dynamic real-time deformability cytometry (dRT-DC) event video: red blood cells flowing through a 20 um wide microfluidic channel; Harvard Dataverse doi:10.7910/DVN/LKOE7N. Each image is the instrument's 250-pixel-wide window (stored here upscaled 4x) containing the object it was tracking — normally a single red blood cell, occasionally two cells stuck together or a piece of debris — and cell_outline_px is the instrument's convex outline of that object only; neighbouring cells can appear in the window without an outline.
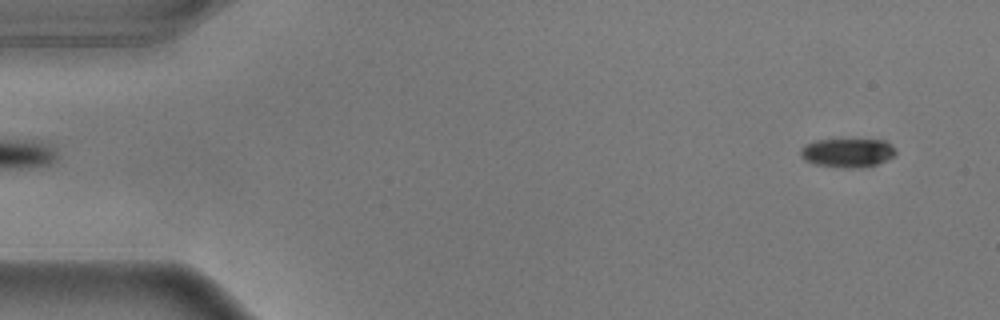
{"species": "common noctule bat (a hibernating species)", "species_latin": "Nyctalus noctula", "temperature_condition": "warm", "stored_images_in_passage": 55, "camera_frame_rate_fps": 3000, "um_per_image_px": 0.085, "animal": {"sex": "male", "body_mass_g": 17.9}, "frame": {"image": 1, "passage_image": 3, "time_ms": 0.667, "image_size_px": [1000, 320], "cell_outline_px": [[896, 152], [892, 156], [876, 164], [860, 168], [844, 168], [812, 164], [804, 160], [800, 156], [800, 148], [804, 144], [816, 140], [884, 140], [892, 144]], "centroid_in_image_um": [71.97, 12.99], "position_along_channel_um": 13.0, "area_um2": 16.07}}
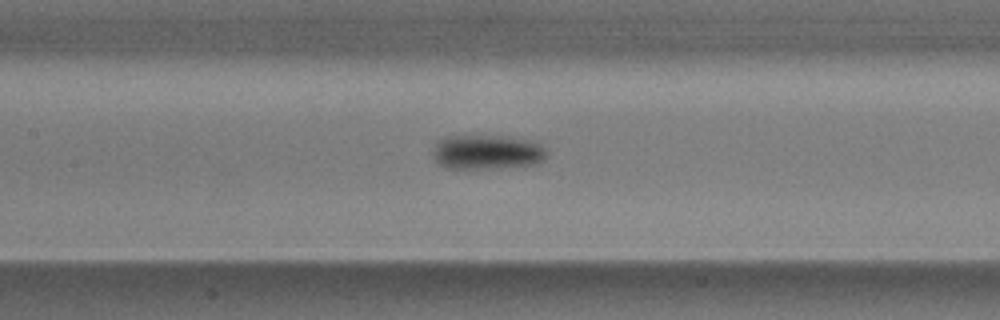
{"frame": {"image": 2, "passage_image": 25, "time_ms": 8.0, "image_size_px": [1000, 320], "cell_outline_px": [[544, 160], [532, 164], [488, 168], [448, 168], [440, 164], [432, 156], [432, 152], [436, 140], [448, 136], [508, 136], [540, 144], [544, 148]], "centroid_in_image_um": [41.31, 12.91], "position_along_channel_um": 166.1, "area_um2": 22.48}}
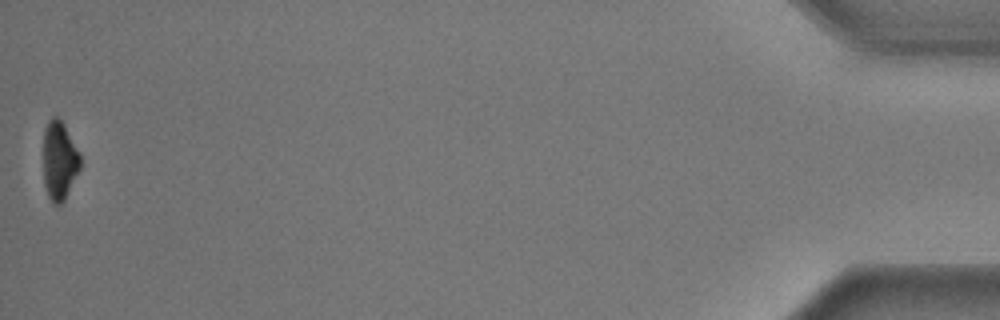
{"frame": {"image": 3, "passage_image": 55, "time_ms": 18.0, "image_size_px": [1000, 320], "cell_outline_px": [[80, 168], [64, 200], [60, 204], [52, 204], [48, 196], [44, 184], [44, 128], [48, 120], [52, 116], [56, 116], [64, 124], [80, 152]], "centroid_in_image_um": [5.04, 13.63], "position_along_channel_um": 430.2, "area_um2": 16.94}, "authors_computed_cell_mechanics": {"area_um2": 19.2474, "velocity_mm_per_s": 3.6174, "shape_relaxation_time_tau1_ms": 2.9965, "shape_relaxation_time_tau2_ms": null, "deformation_change_tau1": 0.1546, "deformation_change_tau2": null}}